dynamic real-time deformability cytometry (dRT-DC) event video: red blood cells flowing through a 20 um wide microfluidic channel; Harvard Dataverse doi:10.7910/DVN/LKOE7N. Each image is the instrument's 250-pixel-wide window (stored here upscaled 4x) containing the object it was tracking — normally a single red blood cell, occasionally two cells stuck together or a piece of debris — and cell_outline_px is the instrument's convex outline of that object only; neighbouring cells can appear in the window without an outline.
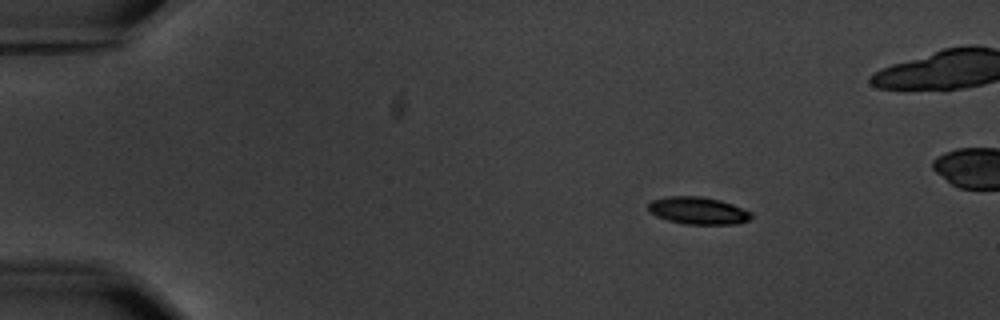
{"species": "common noctule bat (a hibernating species)", "species_latin": "Nyctalus noctula", "temperature_condition": "warm", "stored_images_in_passage": 5, "camera_frame_rate_fps": 3000, "um_per_image_px": 0.085, "animal": {"sex": "male", "body_mass_g": 20.1, "forearm_length_mm": 53.5}, "frame": {"image": 1, "passage_image": 1, "time_ms": 0.0, "image_size_px": [1000, 320], "cell_outline_px": [[752, 216], [748, 220], [736, 224], [684, 224], [668, 220], [656, 216], [648, 212], [648, 204], [652, 200], [668, 196], [700, 196], [720, 200], [732, 204], [752, 212]], "centroid_in_image_um": [59.31, 17.9], "position_along_channel_um": 25.7, "area_um2": 16.42}}
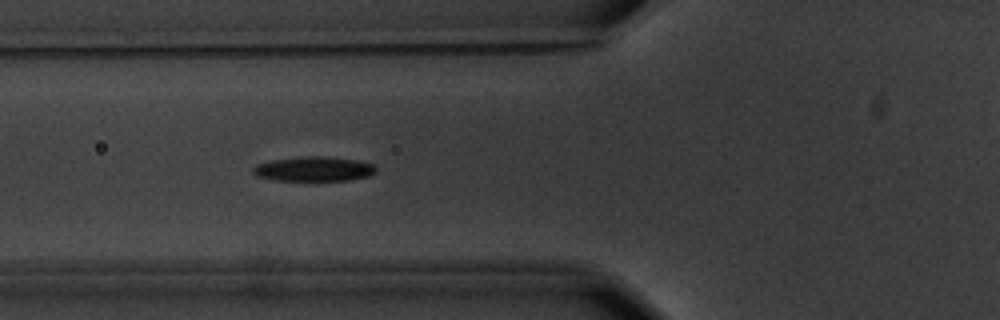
{"frame": {"image": 2, "passage_image": 5, "time_ms": 4.333, "image_size_px": [1000, 320], "cell_outline_px": [[376, 172], [368, 176], [348, 180], [276, 180], [256, 176], [252, 172], [252, 168], [256, 164], [272, 160], [304, 156], [324, 156], [356, 160], [372, 164], [376, 168]], "centroid_in_image_um": [26.65, 14.35], "position_along_channel_um": 99.2, "area_um2": 17.51}}